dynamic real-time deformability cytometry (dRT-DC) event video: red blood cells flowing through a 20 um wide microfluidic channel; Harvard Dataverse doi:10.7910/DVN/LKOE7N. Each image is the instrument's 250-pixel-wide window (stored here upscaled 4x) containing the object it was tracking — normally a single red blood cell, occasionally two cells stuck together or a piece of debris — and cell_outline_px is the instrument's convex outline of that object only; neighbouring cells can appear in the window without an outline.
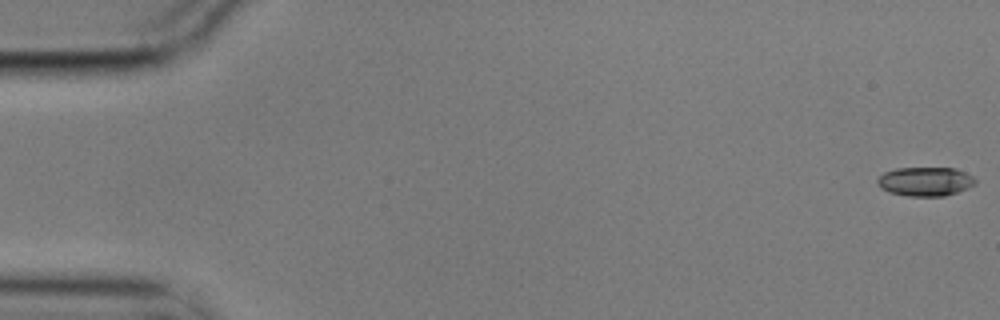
{"species": "common noctule bat (a hibernating species)", "species_latin": "Nyctalus noctula", "temperature_condition": "cold", "stored_images_in_passage": 5, "camera_frame_rate_fps": 3000, "um_per_image_px": 0.085, "animal": {"sex": "male", "body_mass_g": 17.9}, "frame": {"image": 1, "passage_image": 1, "time_ms": 0.0, "image_size_px": [1000, 320], "cell_outline_px": [[976, 184], [968, 188], [944, 196], [908, 196], [888, 192], [880, 188], [876, 180], [884, 172], [896, 168], [956, 168], [972, 176], [976, 180]], "centroid_in_image_um": [78.64, 15.43], "position_along_channel_um": 6.4, "area_um2": 16.59}}
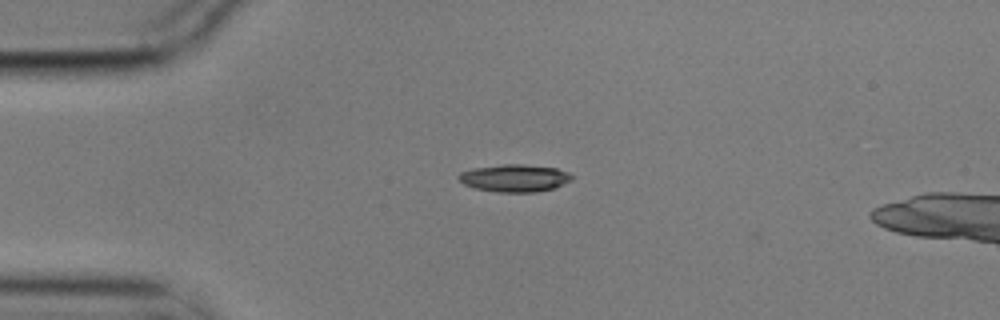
{"frame": {"image": 2, "passage_image": 3, "time_ms": 0.667, "image_size_px": [1000, 320], "cell_outline_px": [[572, 180], [552, 188], [536, 192], [496, 192], [476, 188], [464, 184], [456, 176], [460, 172], [472, 168], [504, 164], [520, 164], [556, 168], [568, 172], [572, 176]], "centroid_in_image_um": [43.71, 15.13], "position_along_channel_um": 41.3, "area_um2": 17.98}}